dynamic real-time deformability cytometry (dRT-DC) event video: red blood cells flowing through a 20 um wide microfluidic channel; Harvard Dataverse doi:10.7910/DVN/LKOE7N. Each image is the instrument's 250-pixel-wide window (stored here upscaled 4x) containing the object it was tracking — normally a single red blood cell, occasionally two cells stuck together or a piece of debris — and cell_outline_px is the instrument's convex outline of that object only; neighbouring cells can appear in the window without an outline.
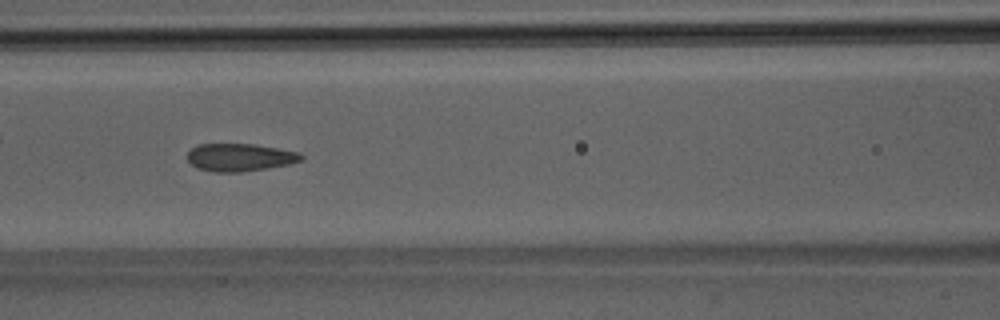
{"species": "Egyptian fruit bat (a non-hibernating species)", "species_latin": "Rousettus aegyptiacus", "temperature_condition": "room temperature", "stored_images_in_passage": 51, "camera_frame_rate_fps": 3000, "um_per_image_px": 0.085, "animal": {"sex": "male"}, "frame": {"image": 1, "passage_image": 22, "time_ms": 7.0, "image_size_px": [1000, 320], "cell_outline_px": [[304, 160], [288, 164], [268, 168], [240, 172], [212, 172], [196, 168], [188, 160], [188, 152], [196, 144], [256, 144], [300, 152], [304, 156]], "centroid_in_image_um": [20.41, 13.37], "position_along_channel_um": 146.2, "area_um2": 18.55}}
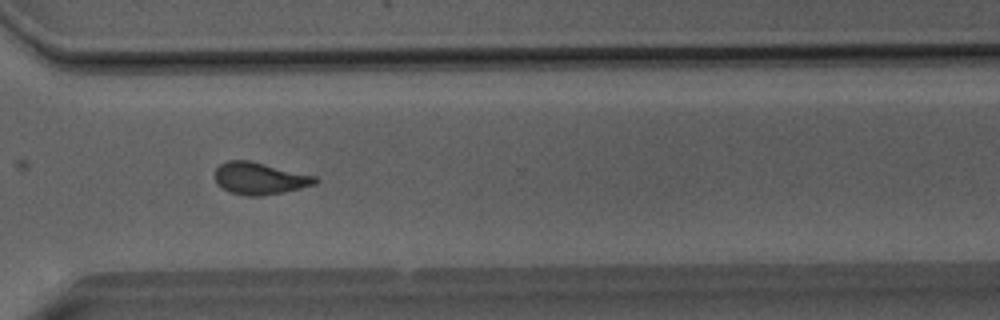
{"frame": {"image": 2, "passage_image": 37, "time_ms": 12.0, "image_size_px": [1000, 320], "cell_outline_px": [[320, 180], [316, 184], [284, 192], [260, 196], [248, 196], [232, 192], [216, 184], [216, 168], [220, 164], [228, 160], [248, 160], [316, 176]], "centroid_in_image_um": [22.09, 15.16], "position_along_channel_um": 348.5, "area_um2": 18.55}}
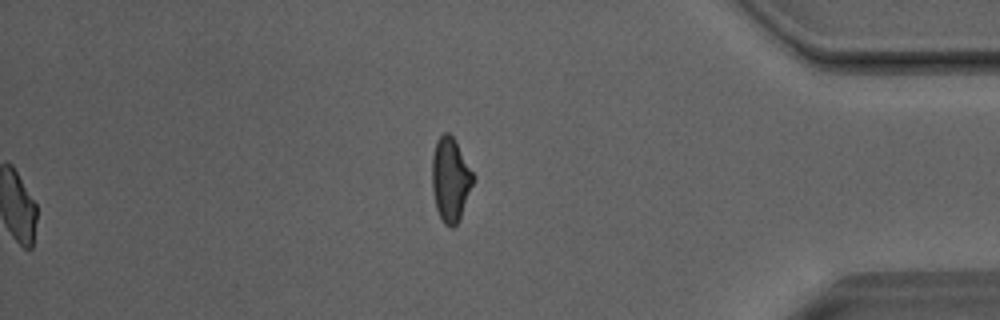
{"frame": {"image": 3, "passage_image": 51, "time_ms": 16.667, "image_size_px": [1000, 320], "cell_outline_px": [[472, 184], [460, 216], [456, 224], [452, 228], [444, 224], [436, 208], [432, 192], [432, 156], [436, 140], [444, 132], [448, 132], [452, 136], [472, 172]], "centroid_in_image_um": [38.23, 15.25], "position_along_channel_um": 397.0, "area_um2": 19.48}, "authors_computed_cell_mechanics": {"area_um2": 18.5538, "velocity_mm_per_s": 4.0599, "shape_relaxation_time_tau1_ms": null, "shape_relaxation_time_tau2_ms": 1.6587, "deformation_change_tau1": null, "deformation_change_tau2": 0.0825}}